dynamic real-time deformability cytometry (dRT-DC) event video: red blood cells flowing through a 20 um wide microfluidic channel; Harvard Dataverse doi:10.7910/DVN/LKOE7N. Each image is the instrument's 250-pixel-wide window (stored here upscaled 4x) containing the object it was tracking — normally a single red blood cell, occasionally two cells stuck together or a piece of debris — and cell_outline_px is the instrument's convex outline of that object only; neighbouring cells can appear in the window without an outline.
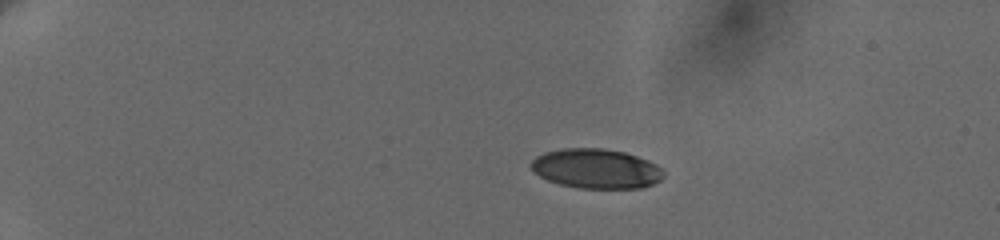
{"species": "human", "species_latin": "Homo sapiens", "temperature_condition": "cold", "stored_images_in_passage": 26, "camera_frame_rate_fps": 3000, "um_per_image_px": 0.085, "donor": {"sex": "female"}, "frame": {"image": 1, "passage_image": 1, "time_ms": 0.0, "image_size_px": [1000, 240], "cell_outline_px": [[664, 176], [660, 180], [652, 184], [640, 188], [576, 188], [560, 184], [548, 180], [532, 172], [528, 164], [536, 156], [544, 152], [564, 148], [604, 148], [624, 152], [648, 160], [656, 164], [660, 168]], "centroid_in_image_um": [50.62, 14.33], "position_along_channel_um": 34.4, "area_um2": 30.75}}
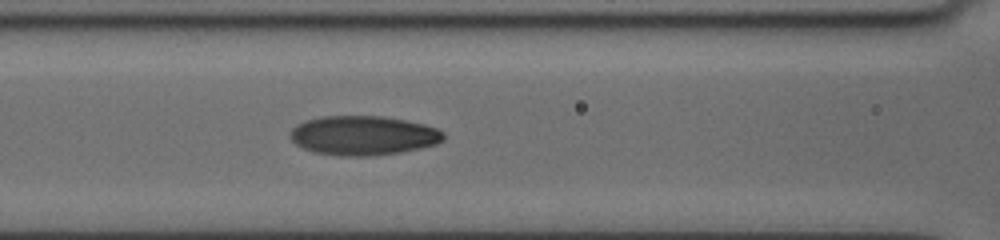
{"frame": {"image": 2, "passage_image": 16, "time_ms": 5.333, "image_size_px": [1000, 240], "cell_outline_px": [[444, 140], [436, 144], [420, 148], [400, 152], [372, 156], [340, 156], [312, 152], [296, 144], [288, 136], [292, 128], [296, 124], [320, 116], [384, 116], [424, 124], [436, 128], [444, 132]], "centroid_in_image_um": [30.86, 11.52], "position_along_channel_um": 135.7, "area_um2": 35.32}}
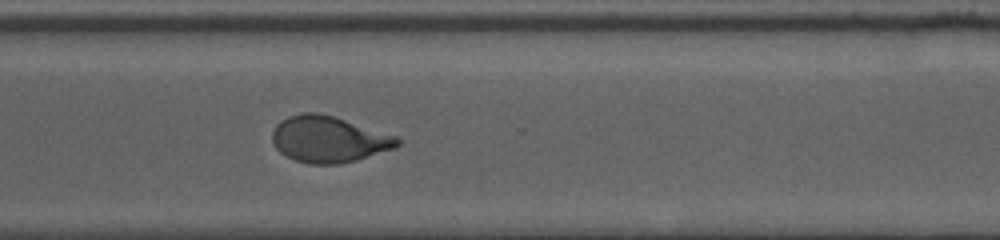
{"frame": {"image": 3, "passage_image": 26, "time_ms": 11.0, "image_size_px": [1000, 240], "cell_outline_px": [[400, 144], [396, 148], [356, 160], [340, 164], [312, 164], [296, 160], [280, 152], [276, 148], [272, 140], [272, 132], [276, 124], [280, 120], [288, 116], [304, 112], [320, 112], [396, 136], [400, 140]], "centroid_in_image_um": [27.93, 11.83], "position_along_channel_um": 342.7, "area_um2": 33.64}}